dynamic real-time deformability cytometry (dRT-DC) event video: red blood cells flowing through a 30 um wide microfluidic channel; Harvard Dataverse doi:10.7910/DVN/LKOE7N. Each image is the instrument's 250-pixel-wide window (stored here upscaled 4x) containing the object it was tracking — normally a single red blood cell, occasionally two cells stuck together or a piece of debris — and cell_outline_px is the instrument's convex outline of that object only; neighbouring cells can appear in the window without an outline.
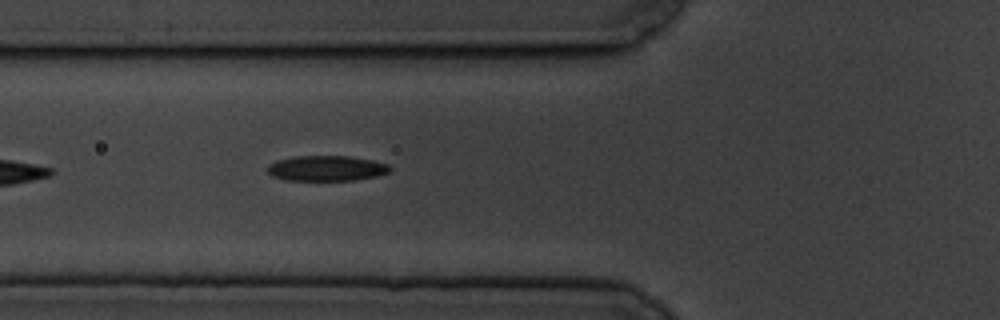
{"species": "common noctule bat (a hibernating species)", "species_latin": "Nyctalus noctula", "temperature_condition": "cold", "stored_images_in_passage": 2, "camera_frame_rate_fps": 3000, "um_per_image_px": 0.085, "animal": {"sex": "male", "body_mass_g": 19.5, "forearm_length_mm": 54.6}, "frame": {"image": 1, "passage_image": 2, "time_ms": 1.0, "image_size_px": [1000, 320], "cell_outline_px": [[392, 168], [388, 172], [376, 176], [352, 180], [284, 180], [272, 176], [268, 172], [268, 164], [276, 160], [296, 156], [352, 156], [372, 160], [388, 164]], "centroid_in_image_um": [27.73, 14.3], "position_along_channel_um": 98.1, "area_um2": 18.09}}